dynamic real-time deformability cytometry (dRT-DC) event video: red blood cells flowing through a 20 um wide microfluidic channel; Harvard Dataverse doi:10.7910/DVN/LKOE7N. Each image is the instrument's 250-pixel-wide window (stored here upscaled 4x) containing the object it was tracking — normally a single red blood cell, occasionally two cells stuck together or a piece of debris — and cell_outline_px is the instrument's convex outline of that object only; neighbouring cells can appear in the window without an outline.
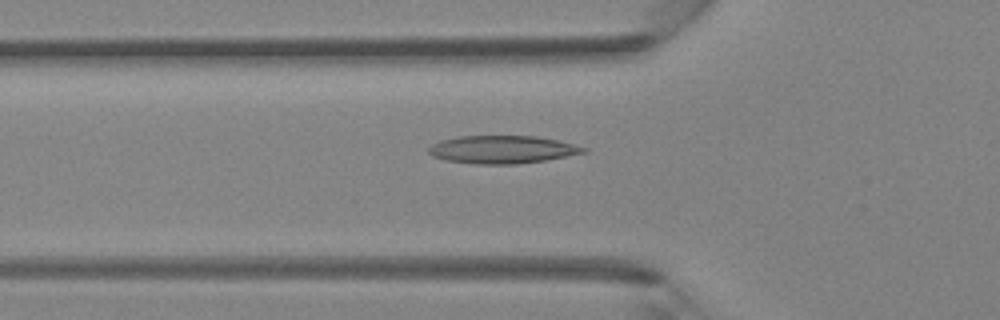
{"species": "Egyptian fruit bat (a non-hibernating species)", "species_latin": "Rousettus aegyptiacus", "temperature_condition": "room temperature", "stored_images_in_passage": 43, "camera_frame_rate_fps": 3000, "um_per_image_px": 0.085, "animal": {"sex": "female"}, "frame": {"image": 1, "passage_image": 15, "time_ms": 4.667, "image_size_px": [1000, 320], "cell_outline_px": [[588, 152], [544, 160], [516, 164], [476, 164], [444, 160], [432, 156], [428, 152], [428, 148], [432, 144], [440, 140], [460, 136], [536, 136], [556, 140], [588, 148]], "centroid_in_image_um": [42.66, 12.71], "position_along_channel_um": 83.1, "area_um2": 25.09}}
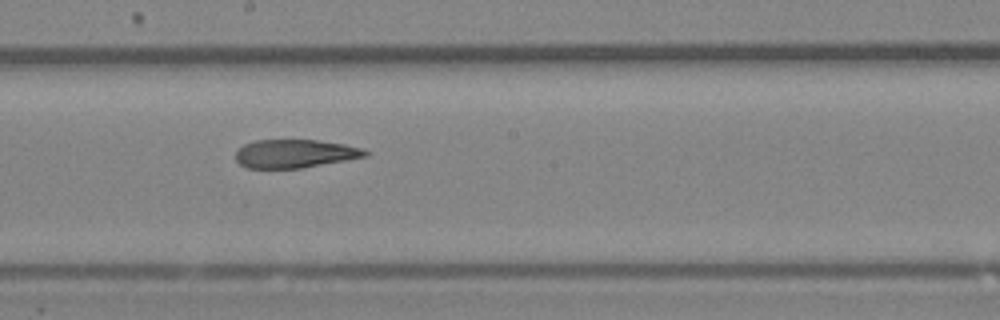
{"frame": {"image": 2, "passage_image": 24, "time_ms": 7.667, "image_size_px": [1000, 320], "cell_outline_px": [[368, 156], [300, 168], [248, 168], [240, 164], [236, 160], [236, 152], [244, 144], [256, 140], [316, 140], [344, 144], [364, 148], [368, 152]], "centroid_in_image_um": [25.07, 13.05], "position_along_channel_um": 223.1, "area_um2": 21.27}}
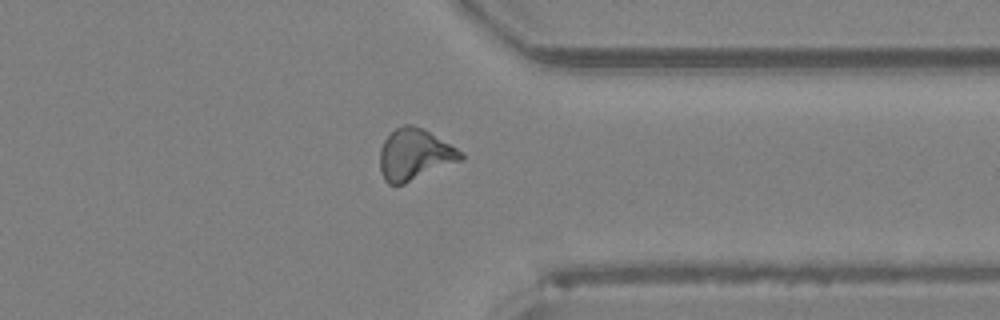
{"frame": {"image": 3, "passage_image": 34, "time_ms": 11.0, "image_size_px": [1000, 320], "cell_outline_px": [[464, 160], [404, 184], [388, 184], [384, 180], [380, 172], [380, 148], [384, 140], [396, 128], [404, 124], [412, 124], [424, 128], [456, 148], [464, 156]], "centroid_in_image_um": [35.24, 13.14], "position_along_channel_um": 376.2, "area_um2": 24.33}}